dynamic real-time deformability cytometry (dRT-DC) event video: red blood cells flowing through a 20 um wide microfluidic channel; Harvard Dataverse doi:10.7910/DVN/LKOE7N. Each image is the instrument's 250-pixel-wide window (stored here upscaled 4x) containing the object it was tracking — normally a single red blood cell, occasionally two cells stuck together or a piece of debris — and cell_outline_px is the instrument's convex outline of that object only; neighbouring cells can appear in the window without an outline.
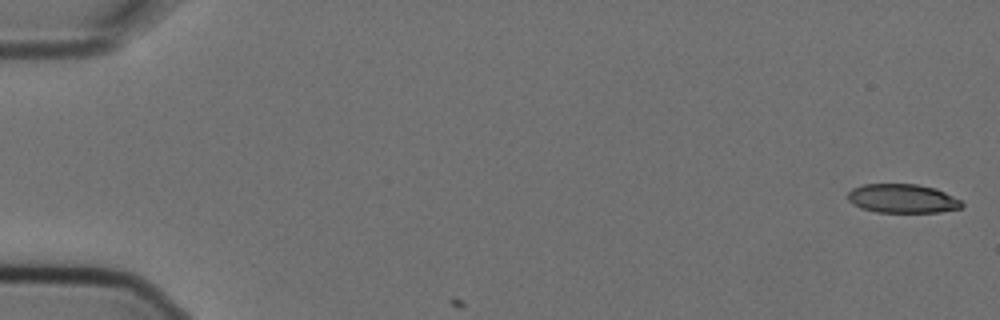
{"species": "Egyptian fruit bat (a non-hibernating species)", "species_latin": "Rousettus aegyptiacus", "temperature_condition": "cold", "stored_images_in_passage": 2, "camera_frame_rate_fps": 3000, "um_per_image_px": 0.085, "animal": {"sex": "female"}, "frame": {"image": 1, "passage_image": 1, "time_ms": 0.0, "image_size_px": [1000, 320], "cell_outline_px": [[964, 204], [960, 208], [940, 212], [876, 212], [860, 208], [852, 204], [848, 200], [848, 192], [852, 188], [864, 184], [916, 184], [936, 188], [960, 200]], "centroid_in_image_um": [76.68, 16.87], "position_along_channel_um": 8.3, "area_um2": 19.25}}